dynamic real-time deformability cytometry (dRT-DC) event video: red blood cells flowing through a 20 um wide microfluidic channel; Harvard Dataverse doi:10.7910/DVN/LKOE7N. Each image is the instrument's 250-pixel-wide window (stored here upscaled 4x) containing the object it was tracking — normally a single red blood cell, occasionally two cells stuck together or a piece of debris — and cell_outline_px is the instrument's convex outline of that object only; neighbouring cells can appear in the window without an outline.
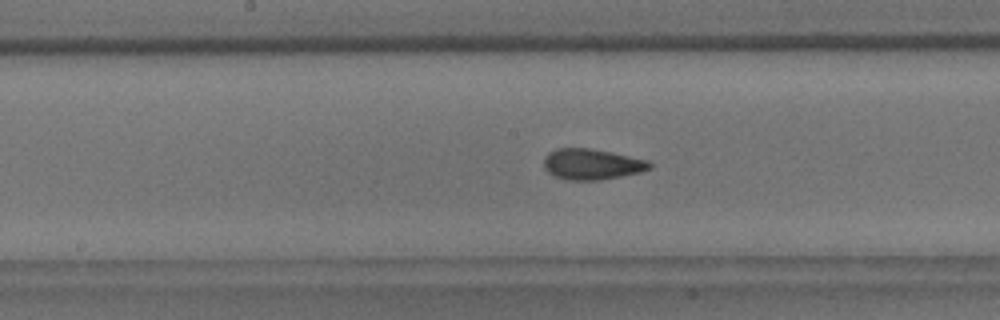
{"species": "common noctule bat (a hibernating species)", "species_latin": "Nyctalus noctula", "temperature_condition": "room temperature", "stored_images_in_passage": 35, "camera_frame_rate_fps": 3000, "um_per_image_px": 0.085, "animal": {"sex": "male", "body_mass_g": 18.8}, "frame": {"image": 1, "passage_image": 18, "time_ms": 5.667, "image_size_px": [1000, 320], "cell_outline_px": [[652, 168], [640, 172], [600, 180], [568, 180], [556, 176], [548, 172], [544, 168], [544, 156], [548, 152], [556, 148], [588, 148], [648, 160], [652, 164]], "centroid_in_image_um": [50.28, 13.96], "position_along_channel_um": 197.9, "area_um2": 18.84}}
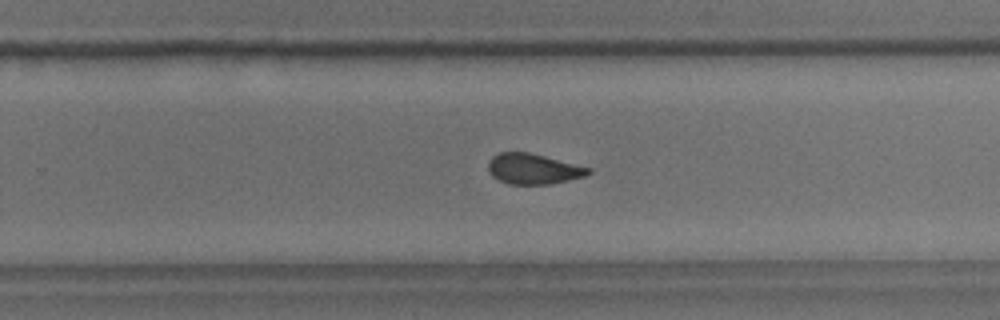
{"frame": {"image": 2, "passage_image": 25, "time_ms": 8.0, "image_size_px": [1000, 320], "cell_outline_px": [[592, 172], [584, 176], [552, 184], [508, 184], [492, 176], [488, 168], [488, 160], [492, 156], [500, 152], [528, 152], [592, 168]], "centroid_in_image_um": [45.32, 14.35], "position_along_channel_um": 284.5, "area_um2": 17.74}}
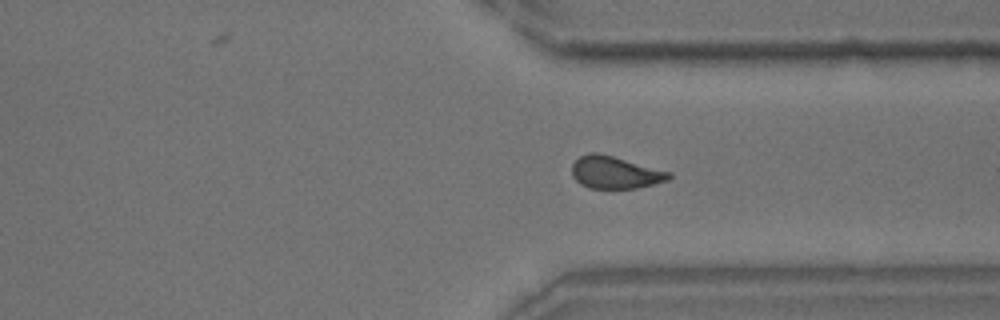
{"frame": {"image": 3, "passage_image": 31, "time_ms": 10.0, "image_size_px": [1000, 320], "cell_outline_px": [[672, 176], [668, 180], [636, 188], [588, 188], [580, 184], [572, 176], [572, 164], [580, 156], [588, 152], [596, 152], [612, 156], [672, 172]], "centroid_in_image_um": [52.27, 14.65], "position_along_channel_um": 359.1, "area_um2": 18.21}}